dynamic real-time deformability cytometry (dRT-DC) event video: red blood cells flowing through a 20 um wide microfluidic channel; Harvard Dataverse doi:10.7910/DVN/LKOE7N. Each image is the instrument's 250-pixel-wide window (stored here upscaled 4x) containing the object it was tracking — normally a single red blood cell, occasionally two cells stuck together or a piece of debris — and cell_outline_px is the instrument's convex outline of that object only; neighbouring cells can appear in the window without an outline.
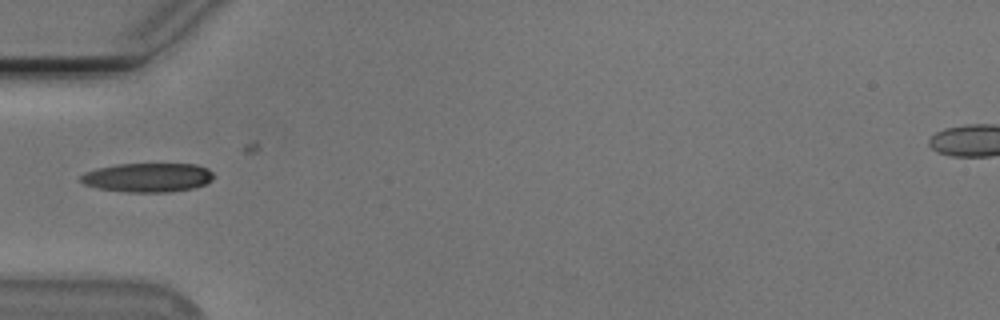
{"species": "Egyptian fruit bat (a non-hibernating species)", "species_latin": "Rousettus aegyptiacus", "temperature_condition": "cold", "stored_images_in_passage": 20, "camera_frame_rate_fps": 3000, "um_per_image_px": 0.085, "animal": {"sex": "male"}, "frame": {"image": 1, "passage_image": 1, "time_ms": 0.0, "image_size_px": [1000, 320], "cell_outline_px": [[216, 176], [212, 180], [204, 184], [192, 188], [172, 192], [128, 192], [100, 188], [84, 184], [80, 180], [80, 176], [84, 172], [96, 168], [116, 164], [196, 164], [208, 168]], "centroid_in_image_um": [12.57, 15.08], "position_along_channel_um": 72.4, "area_um2": 22.6}}
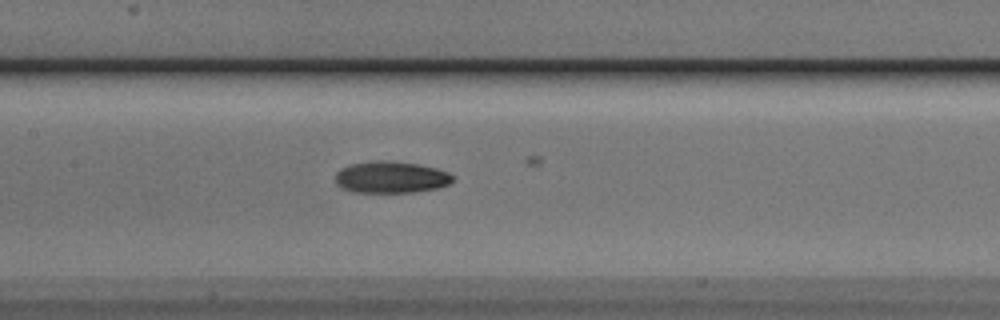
{"frame": {"image": 2, "passage_image": 9, "time_ms": 2.667, "image_size_px": [1000, 320], "cell_outline_px": [[452, 184], [440, 188], [412, 192], [352, 192], [336, 184], [336, 172], [340, 168], [348, 164], [372, 160], [392, 160], [420, 164], [436, 168], [448, 172], [452, 176]], "centroid_in_image_um": [33.23, 15.04], "position_along_channel_um": 174.2, "area_um2": 22.08}}
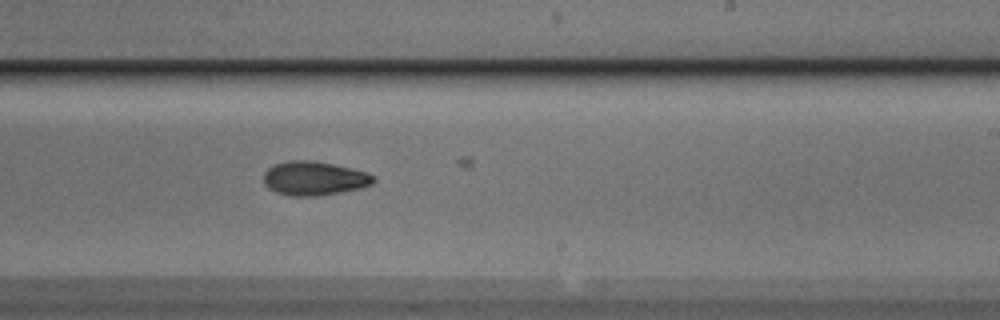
{"frame": {"image": 3, "passage_image": 16, "time_ms": 5.0, "image_size_px": [1000, 320], "cell_outline_px": [[376, 180], [372, 184], [364, 188], [320, 196], [288, 196], [276, 192], [268, 188], [264, 184], [264, 172], [268, 168], [276, 164], [288, 160], [308, 160], [332, 164], [352, 168], [368, 172], [376, 176]], "centroid_in_image_um": [26.74, 15.17], "position_along_channel_um": 262.3, "area_um2": 22.08}}